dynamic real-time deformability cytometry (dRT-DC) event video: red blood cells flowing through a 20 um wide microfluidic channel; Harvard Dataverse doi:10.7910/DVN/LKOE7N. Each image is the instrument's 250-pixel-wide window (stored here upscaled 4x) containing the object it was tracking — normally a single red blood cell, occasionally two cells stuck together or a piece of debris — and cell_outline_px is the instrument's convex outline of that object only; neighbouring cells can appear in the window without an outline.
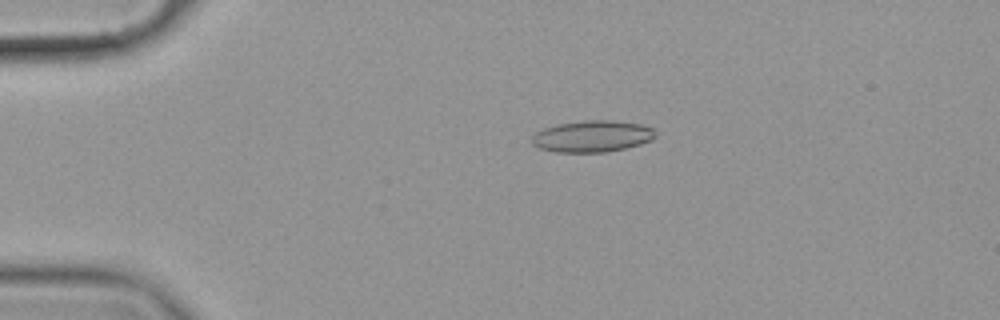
{"species": "common noctule bat (a hibernating species)", "species_latin": "Nyctalus noctula", "temperature_condition": "cold", "stored_images_in_passage": 58, "camera_frame_rate_fps": 3000, "um_per_image_px": 0.085, "animal": {"sex": "female", "body_mass_g": 19.9}, "frame": {"image": 1, "passage_image": 13, "time_ms": 4.0, "image_size_px": [1000, 320], "cell_outline_px": [[656, 136], [652, 140], [640, 144], [624, 148], [604, 152], [556, 152], [540, 148], [532, 144], [532, 136], [536, 132], [544, 128], [556, 124], [584, 120], [608, 120], [640, 124], [652, 128], [656, 132]], "centroid_in_image_um": [50.33, 11.58], "position_along_channel_um": 34.7, "area_um2": 22.66}}
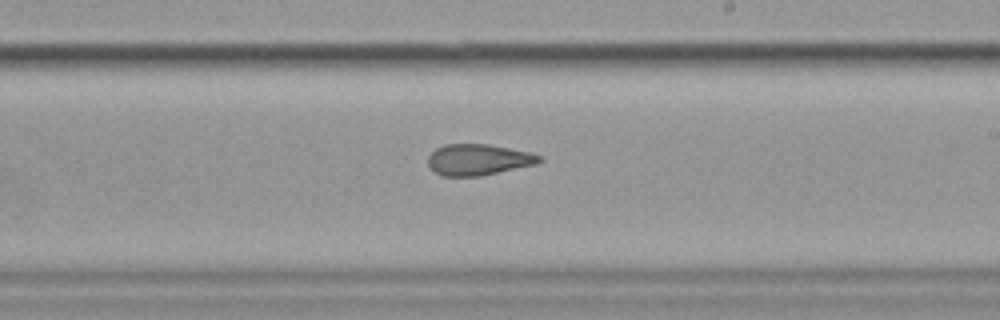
{"frame": {"image": 2, "passage_image": 35, "time_ms": 11.333, "image_size_px": [1000, 320], "cell_outline_px": [[544, 160], [536, 164], [480, 176], [440, 176], [428, 164], [428, 156], [436, 148], [444, 144], [488, 144], [528, 152], [540, 156]], "centroid_in_image_um": [40.64, 13.57], "position_along_channel_um": 248.4, "area_um2": 20.06}}
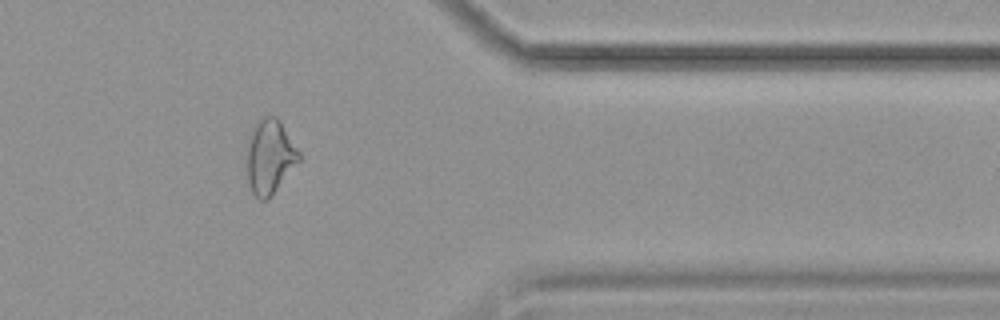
{"frame": {"image": 3, "passage_image": 48, "time_ms": 15.667, "image_size_px": [1000, 320], "cell_outline_px": [[300, 160], [268, 200], [260, 200], [252, 192], [248, 180], [244, 148], [248, 136], [256, 120], [264, 116], [276, 116], [280, 120], [300, 152]], "centroid_in_image_um": [22.88, 13.28], "position_along_channel_um": 388.5, "area_um2": 23.18}, "authors_computed_cell_mechanics": {"area_um2": 21.8773, "velocity_mm_per_s": 3.5495, "shape_relaxation_time_tau1_ms": null, "shape_relaxation_time_tau2_ms": 2.1749, "deformation_change_tau1": null, "deformation_change_tau2": 0.088}}